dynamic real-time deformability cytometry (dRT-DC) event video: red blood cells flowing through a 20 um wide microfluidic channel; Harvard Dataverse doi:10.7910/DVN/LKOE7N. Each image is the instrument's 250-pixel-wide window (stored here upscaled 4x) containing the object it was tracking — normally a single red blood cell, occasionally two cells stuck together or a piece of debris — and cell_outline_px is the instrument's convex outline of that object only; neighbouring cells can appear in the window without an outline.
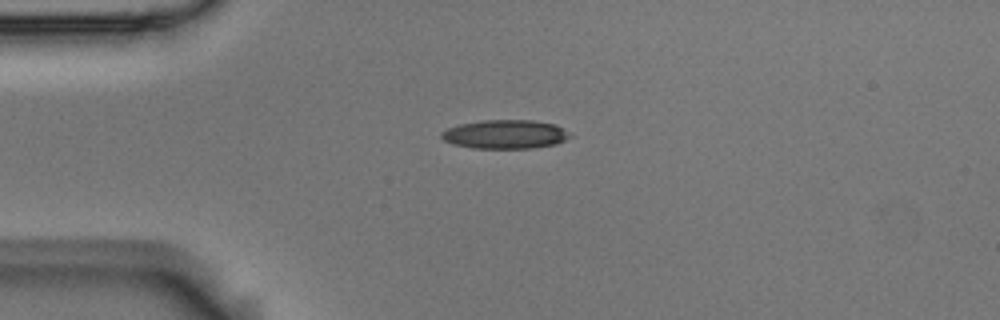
{"species": "Egyptian fruit bat (a non-hibernating species)", "species_latin": "Rousettus aegyptiacus", "temperature_condition": "room temperature", "stored_images_in_passage": 3, "camera_frame_rate_fps": 3000, "um_per_image_px": 0.085, "animal": {"sex": "male"}, "frame": {"image": 1, "passage_image": 3, "time_ms": 0.667, "image_size_px": [1000, 320], "cell_outline_px": [[572, 136], [556, 144], [532, 148], [472, 148], [452, 144], [444, 140], [440, 136], [440, 132], [448, 128], [460, 124], [484, 120], [532, 120], [556, 124], [572, 132]], "centroid_in_image_um": [42.97, 11.41], "position_along_channel_um": 42.0, "area_um2": 21.79}}